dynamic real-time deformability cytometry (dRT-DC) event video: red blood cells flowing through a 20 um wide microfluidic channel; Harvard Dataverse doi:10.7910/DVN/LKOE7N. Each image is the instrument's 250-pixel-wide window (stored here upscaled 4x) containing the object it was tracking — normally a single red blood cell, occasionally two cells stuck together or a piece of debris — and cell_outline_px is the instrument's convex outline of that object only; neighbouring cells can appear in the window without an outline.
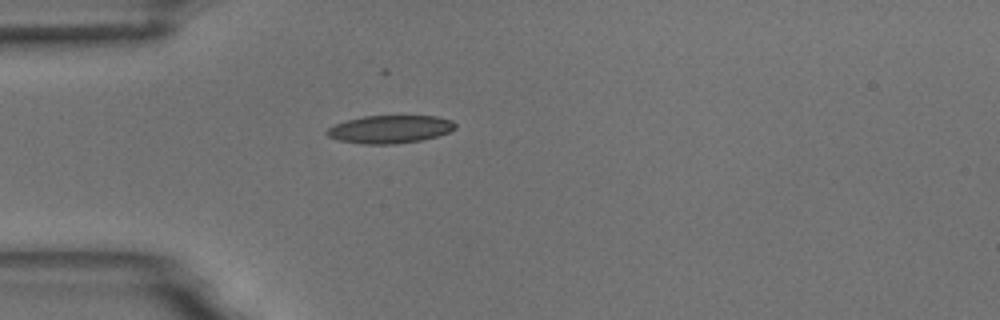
{"species": "common noctule bat (a hibernating species)", "species_latin": "Nyctalus noctula", "temperature_condition": "room temperature", "stored_images_in_passage": 1, "camera_frame_rate_fps": 3000, "um_per_image_px": 0.085, "animal": {"sex": "male", "body_mass_g": 18.8}, "frame": {"image": 1, "passage_image": 1, "time_ms": 0.0, "image_size_px": [1000, 320], "cell_outline_px": [[456, 128], [448, 132], [424, 140], [396, 144], [364, 144], [340, 140], [328, 136], [324, 132], [328, 128], [336, 124], [348, 120], [364, 116], [436, 116], [452, 120], [456, 124]], "centroid_in_image_um": [33.17, 10.99], "position_along_channel_um": 51.8, "area_um2": 20.81}}